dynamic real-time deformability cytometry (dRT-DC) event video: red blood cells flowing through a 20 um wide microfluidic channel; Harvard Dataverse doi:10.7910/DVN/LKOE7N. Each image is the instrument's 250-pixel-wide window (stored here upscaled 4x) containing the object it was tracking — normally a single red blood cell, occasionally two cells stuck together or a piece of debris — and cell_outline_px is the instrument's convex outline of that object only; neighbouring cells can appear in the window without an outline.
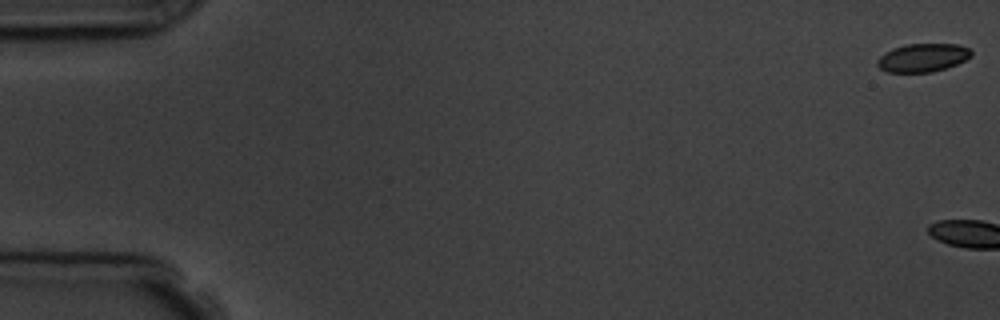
{"species": "common noctule bat (a hibernating species)", "species_latin": "Nyctalus noctula", "temperature_condition": "room temperature", "stored_images_in_passage": 7, "camera_frame_rate_fps": 3000, "um_per_image_px": 0.085, "animal": {"sex": "male", "body_mass_g": 19.5, "forearm_length_mm": 54.6}, "frame": {"image": 1, "passage_image": 1, "time_ms": 0.0, "image_size_px": [1000, 320], "cell_outline_px": [[972, 56], [956, 64], [932, 72], [888, 72], [880, 68], [876, 64], [876, 60], [884, 52], [892, 48], [908, 44], [956, 44], [968, 48], [972, 52]], "centroid_in_image_um": [78.4, 4.9], "position_along_channel_um": 6.6, "area_um2": 15.43}}
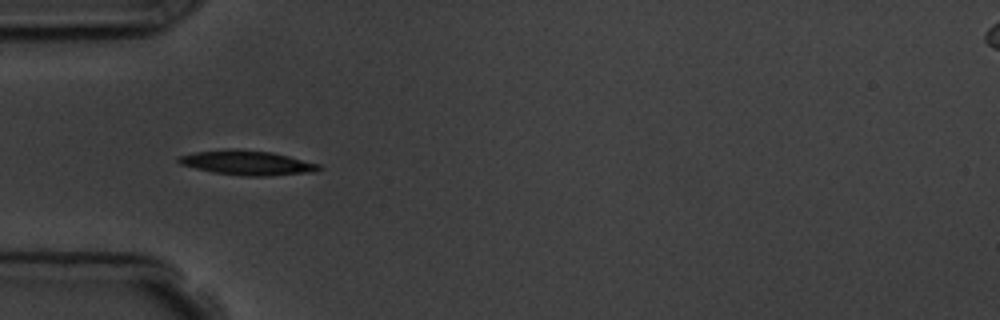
{"frame": {"image": 2, "passage_image": 6, "time_ms": 6.667, "image_size_px": [1000, 320], "cell_outline_px": [[320, 168], [316, 172], [268, 176], [244, 176], [212, 172], [180, 164], [176, 160], [176, 156], [196, 152], [228, 148], [272, 152], [320, 164]], "centroid_in_image_um": [20.99, 13.83], "position_along_channel_um": 64.0, "area_um2": 20.11}}